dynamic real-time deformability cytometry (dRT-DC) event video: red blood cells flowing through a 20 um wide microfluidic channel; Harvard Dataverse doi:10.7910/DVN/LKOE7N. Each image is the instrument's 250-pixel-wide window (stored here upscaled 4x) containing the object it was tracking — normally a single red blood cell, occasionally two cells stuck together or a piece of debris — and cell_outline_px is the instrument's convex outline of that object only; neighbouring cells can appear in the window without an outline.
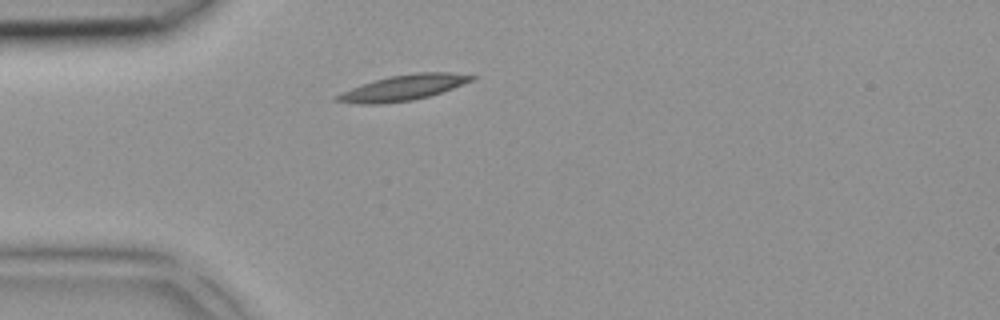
{"species": "common noctule bat (a hibernating species)", "species_latin": "Nyctalus noctula", "temperature_condition": "room temperature", "stored_images_in_passage": 1, "camera_frame_rate_fps": 3000, "um_per_image_px": 0.085, "animal": {"sex": "female", "body_mass_g": 18.4}, "frame": {"image": 1, "passage_image": 1, "time_ms": 0.0, "image_size_px": [1000, 320], "cell_outline_px": [[476, 80], [428, 96], [412, 100], [380, 104], [360, 104], [332, 100], [332, 96], [340, 92], [388, 76], [416, 72], [452, 72], [476, 76]], "centroid_in_image_um": [34.26, 7.45], "position_along_channel_um": 50.7, "area_um2": 20.0}}